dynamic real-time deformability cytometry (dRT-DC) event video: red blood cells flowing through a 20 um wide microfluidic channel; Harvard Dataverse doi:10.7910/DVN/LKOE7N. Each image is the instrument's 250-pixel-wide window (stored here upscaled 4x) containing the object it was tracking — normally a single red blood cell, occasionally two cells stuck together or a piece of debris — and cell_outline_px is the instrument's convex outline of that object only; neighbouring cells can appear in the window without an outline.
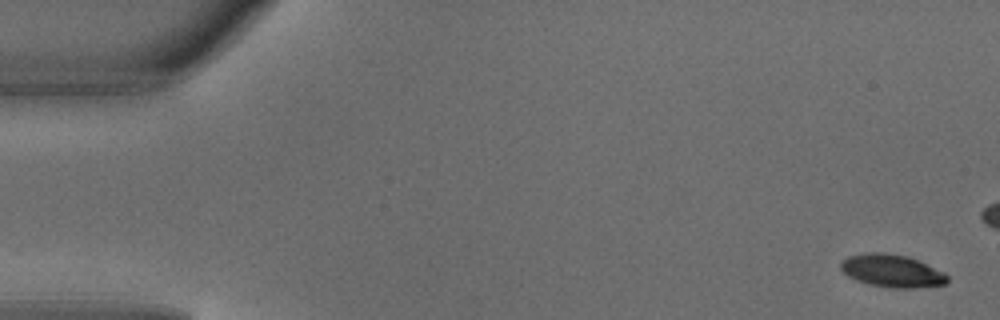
{"species": "common noctule bat (a hibernating species)", "species_latin": "Nyctalus noctula", "temperature_condition": "warm", "stored_images_in_passage": 5, "camera_frame_rate_fps": 3000, "um_per_image_px": 0.085, "animal": {"sex": "male", "body_mass_g": 18.8}, "frame": {"image": 1, "passage_image": 1, "time_ms": 0.0, "image_size_px": [1000, 320], "cell_outline_px": [[948, 280], [944, 284], [916, 288], [892, 288], [868, 284], [856, 280], [848, 276], [840, 268], [840, 264], [848, 256], [868, 252], [884, 252], [908, 256], [944, 272], [948, 276]], "centroid_in_image_um": [75.81, 23.02], "position_along_channel_um": 9.2, "area_um2": 20.29}}
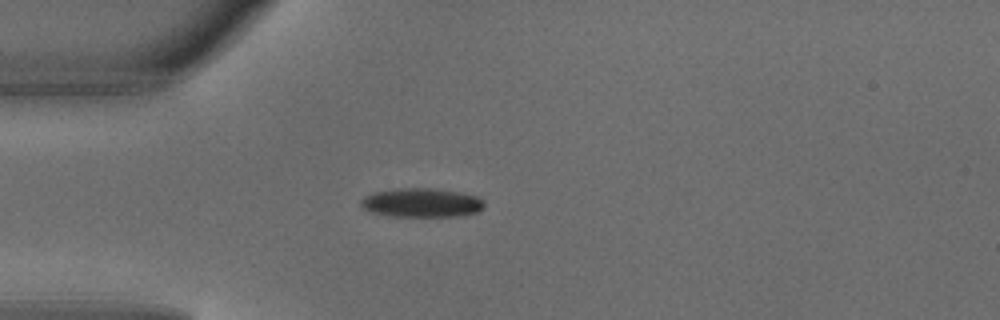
{"frame": {"image": 2, "passage_image": 5, "time_ms": 1.333, "image_size_px": [1000, 320], "cell_outline_px": [[484, 208], [476, 212], [460, 216], [392, 216], [372, 212], [364, 208], [360, 204], [360, 200], [364, 196], [372, 192], [400, 188], [432, 188], [460, 192], [476, 196], [484, 200]], "centroid_in_image_um": [35.84, 17.22], "position_along_channel_um": 49.2, "area_um2": 20.87}}